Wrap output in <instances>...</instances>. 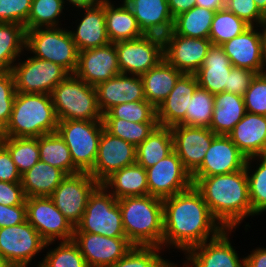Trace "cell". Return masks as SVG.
<instances>
[{
	"mask_svg": "<svg viewBox=\"0 0 266 267\" xmlns=\"http://www.w3.org/2000/svg\"><path fill=\"white\" fill-rule=\"evenodd\" d=\"M223 229L194 185L163 199V249L174 248L186 254Z\"/></svg>",
	"mask_w": 266,
	"mask_h": 267,
	"instance_id": "cell-1",
	"label": "cell"
},
{
	"mask_svg": "<svg viewBox=\"0 0 266 267\" xmlns=\"http://www.w3.org/2000/svg\"><path fill=\"white\" fill-rule=\"evenodd\" d=\"M212 216L224 229H235L252 218L246 169L230 174L201 177L194 184Z\"/></svg>",
	"mask_w": 266,
	"mask_h": 267,
	"instance_id": "cell-2",
	"label": "cell"
},
{
	"mask_svg": "<svg viewBox=\"0 0 266 267\" xmlns=\"http://www.w3.org/2000/svg\"><path fill=\"white\" fill-rule=\"evenodd\" d=\"M124 233L134 246L163 249V200L151 195L118 199Z\"/></svg>",
	"mask_w": 266,
	"mask_h": 267,
	"instance_id": "cell-3",
	"label": "cell"
},
{
	"mask_svg": "<svg viewBox=\"0 0 266 267\" xmlns=\"http://www.w3.org/2000/svg\"><path fill=\"white\" fill-rule=\"evenodd\" d=\"M58 122L50 94L16 92L4 135L37 138L57 132Z\"/></svg>",
	"mask_w": 266,
	"mask_h": 267,
	"instance_id": "cell-4",
	"label": "cell"
},
{
	"mask_svg": "<svg viewBox=\"0 0 266 267\" xmlns=\"http://www.w3.org/2000/svg\"><path fill=\"white\" fill-rule=\"evenodd\" d=\"M50 95L59 121H102L96 88L74 74L58 83Z\"/></svg>",
	"mask_w": 266,
	"mask_h": 267,
	"instance_id": "cell-5",
	"label": "cell"
},
{
	"mask_svg": "<svg viewBox=\"0 0 266 267\" xmlns=\"http://www.w3.org/2000/svg\"><path fill=\"white\" fill-rule=\"evenodd\" d=\"M25 51L60 65L69 74L77 68L79 51L67 26L27 30Z\"/></svg>",
	"mask_w": 266,
	"mask_h": 267,
	"instance_id": "cell-6",
	"label": "cell"
},
{
	"mask_svg": "<svg viewBox=\"0 0 266 267\" xmlns=\"http://www.w3.org/2000/svg\"><path fill=\"white\" fill-rule=\"evenodd\" d=\"M74 232L112 238L126 237L118 200L102 184L90 194L86 209Z\"/></svg>",
	"mask_w": 266,
	"mask_h": 267,
	"instance_id": "cell-7",
	"label": "cell"
},
{
	"mask_svg": "<svg viewBox=\"0 0 266 267\" xmlns=\"http://www.w3.org/2000/svg\"><path fill=\"white\" fill-rule=\"evenodd\" d=\"M103 129L102 121L63 120L58 122L57 132L67 144L73 164L81 172H90L93 169Z\"/></svg>",
	"mask_w": 266,
	"mask_h": 267,
	"instance_id": "cell-8",
	"label": "cell"
},
{
	"mask_svg": "<svg viewBox=\"0 0 266 267\" xmlns=\"http://www.w3.org/2000/svg\"><path fill=\"white\" fill-rule=\"evenodd\" d=\"M19 60L22 59H18L11 70L16 92L51 94L54 87L69 75L60 65L31 54L26 60Z\"/></svg>",
	"mask_w": 266,
	"mask_h": 267,
	"instance_id": "cell-9",
	"label": "cell"
},
{
	"mask_svg": "<svg viewBox=\"0 0 266 267\" xmlns=\"http://www.w3.org/2000/svg\"><path fill=\"white\" fill-rule=\"evenodd\" d=\"M46 242L26 220L22 224L0 228V256L11 267H28Z\"/></svg>",
	"mask_w": 266,
	"mask_h": 267,
	"instance_id": "cell-10",
	"label": "cell"
},
{
	"mask_svg": "<svg viewBox=\"0 0 266 267\" xmlns=\"http://www.w3.org/2000/svg\"><path fill=\"white\" fill-rule=\"evenodd\" d=\"M120 72L141 76L164 58V40L155 35L114 42Z\"/></svg>",
	"mask_w": 266,
	"mask_h": 267,
	"instance_id": "cell-11",
	"label": "cell"
},
{
	"mask_svg": "<svg viewBox=\"0 0 266 267\" xmlns=\"http://www.w3.org/2000/svg\"><path fill=\"white\" fill-rule=\"evenodd\" d=\"M25 204L27 221L46 243L73 240L74 227L50 197H28Z\"/></svg>",
	"mask_w": 266,
	"mask_h": 267,
	"instance_id": "cell-12",
	"label": "cell"
},
{
	"mask_svg": "<svg viewBox=\"0 0 266 267\" xmlns=\"http://www.w3.org/2000/svg\"><path fill=\"white\" fill-rule=\"evenodd\" d=\"M99 184L89 172L67 175L50 198L75 228L86 209L90 194Z\"/></svg>",
	"mask_w": 266,
	"mask_h": 267,
	"instance_id": "cell-13",
	"label": "cell"
},
{
	"mask_svg": "<svg viewBox=\"0 0 266 267\" xmlns=\"http://www.w3.org/2000/svg\"><path fill=\"white\" fill-rule=\"evenodd\" d=\"M145 170L149 195L162 200L193 185L191 174L184 168L175 151Z\"/></svg>",
	"mask_w": 266,
	"mask_h": 267,
	"instance_id": "cell-14",
	"label": "cell"
},
{
	"mask_svg": "<svg viewBox=\"0 0 266 267\" xmlns=\"http://www.w3.org/2000/svg\"><path fill=\"white\" fill-rule=\"evenodd\" d=\"M234 229H223L215 238L191 248L183 261L186 267H245V257L233 247L231 232Z\"/></svg>",
	"mask_w": 266,
	"mask_h": 267,
	"instance_id": "cell-15",
	"label": "cell"
},
{
	"mask_svg": "<svg viewBox=\"0 0 266 267\" xmlns=\"http://www.w3.org/2000/svg\"><path fill=\"white\" fill-rule=\"evenodd\" d=\"M73 241L79 246L88 267H110L134 246L126 237L112 238L86 232H74Z\"/></svg>",
	"mask_w": 266,
	"mask_h": 267,
	"instance_id": "cell-16",
	"label": "cell"
},
{
	"mask_svg": "<svg viewBox=\"0 0 266 267\" xmlns=\"http://www.w3.org/2000/svg\"><path fill=\"white\" fill-rule=\"evenodd\" d=\"M164 58L184 74H195L203 65L212 42L209 38H189L172 30L163 37Z\"/></svg>",
	"mask_w": 266,
	"mask_h": 267,
	"instance_id": "cell-17",
	"label": "cell"
},
{
	"mask_svg": "<svg viewBox=\"0 0 266 267\" xmlns=\"http://www.w3.org/2000/svg\"><path fill=\"white\" fill-rule=\"evenodd\" d=\"M171 128L173 149L184 168L192 175L203 163L206 151L217 136L210 128L174 125Z\"/></svg>",
	"mask_w": 266,
	"mask_h": 267,
	"instance_id": "cell-18",
	"label": "cell"
},
{
	"mask_svg": "<svg viewBox=\"0 0 266 267\" xmlns=\"http://www.w3.org/2000/svg\"><path fill=\"white\" fill-rule=\"evenodd\" d=\"M246 157L226 135H217L206 151L201 166L191 175L194 184L201 177L230 174L245 168Z\"/></svg>",
	"mask_w": 266,
	"mask_h": 267,
	"instance_id": "cell-19",
	"label": "cell"
},
{
	"mask_svg": "<svg viewBox=\"0 0 266 267\" xmlns=\"http://www.w3.org/2000/svg\"><path fill=\"white\" fill-rule=\"evenodd\" d=\"M118 54L114 43L79 51L74 75L96 87L120 74Z\"/></svg>",
	"mask_w": 266,
	"mask_h": 267,
	"instance_id": "cell-20",
	"label": "cell"
},
{
	"mask_svg": "<svg viewBox=\"0 0 266 267\" xmlns=\"http://www.w3.org/2000/svg\"><path fill=\"white\" fill-rule=\"evenodd\" d=\"M136 163V147L103 129L98 154L89 172L100 184L115 171Z\"/></svg>",
	"mask_w": 266,
	"mask_h": 267,
	"instance_id": "cell-21",
	"label": "cell"
},
{
	"mask_svg": "<svg viewBox=\"0 0 266 267\" xmlns=\"http://www.w3.org/2000/svg\"><path fill=\"white\" fill-rule=\"evenodd\" d=\"M234 67L266 72L261 26H250L242 34L221 45Z\"/></svg>",
	"mask_w": 266,
	"mask_h": 267,
	"instance_id": "cell-22",
	"label": "cell"
},
{
	"mask_svg": "<svg viewBox=\"0 0 266 267\" xmlns=\"http://www.w3.org/2000/svg\"><path fill=\"white\" fill-rule=\"evenodd\" d=\"M95 88L103 114L116 105L145 100L143 81L138 75L120 73Z\"/></svg>",
	"mask_w": 266,
	"mask_h": 267,
	"instance_id": "cell-23",
	"label": "cell"
},
{
	"mask_svg": "<svg viewBox=\"0 0 266 267\" xmlns=\"http://www.w3.org/2000/svg\"><path fill=\"white\" fill-rule=\"evenodd\" d=\"M144 35L164 37L173 28L174 18L167 0H123Z\"/></svg>",
	"mask_w": 266,
	"mask_h": 267,
	"instance_id": "cell-24",
	"label": "cell"
},
{
	"mask_svg": "<svg viewBox=\"0 0 266 267\" xmlns=\"http://www.w3.org/2000/svg\"><path fill=\"white\" fill-rule=\"evenodd\" d=\"M198 81L195 74H182L173 90L157 108V123L172 127L179 124L189 111L190 99L193 97Z\"/></svg>",
	"mask_w": 266,
	"mask_h": 267,
	"instance_id": "cell-25",
	"label": "cell"
},
{
	"mask_svg": "<svg viewBox=\"0 0 266 267\" xmlns=\"http://www.w3.org/2000/svg\"><path fill=\"white\" fill-rule=\"evenodd\" d=\"M81 19L75 21L77 28L69 29L78 51L101 47L110 43L106 31L104 1L94 7L78 9ZM83 10V11H81ZM84 13V15H83ZM78 25H77V21Z\"/></svg>",
	"mask_w": 266,
	"mask_h": 267,
	"instance_id": "cell-26",
	"label": "cell"
},
{
	"mask_svg": "<svg viewBox=\"0 0 266 267\" xmlns=\"http://www.w3.org/2000/svg\"><path fill=\"white\" fill-rule=\"evenodd\" d=\"M228 137L246 158L266 155V116L246 112Z\"/></svg>",
	"mask_w": 266,
	"mask_h": 267,
	"instance_id": "cell-27",
	"label": "cell"
},
{
	"mask_svg": "<svg viewBox=\"0 0 266 267\" xmlns=\"http://www.w3.org/2000/svg\"><path fill=\"white\" fill-rule=\"evenodd\" d=\"M232 67L223 47L212 44L203 65L195 73L198 85L213 95L225 92Z\"/></svg>",
	"mask_w": 266,
	"mask_h": 267,
	"instance_id": "cell-28",
	"label": "cell"
},
{
	"mask_svg": "<svg viewBox=\"0 0 266 267\" xmlns=\"http://www.w3.org/2000/svg\"><path fill=\"white\" fill-rule=\"evenodd\" d=\"M182 74L163 58L154 68L141 75L145 100L157 109L168 97Z\"/></svg>",
	"mask_w": 266,
	"mask_h": 267,
	"instance_id": "cell-29",
	"label": "cell"
},
{
	"mask_svg": "<svg viewBox=\"0 0 266 267\" xmlns=\"http://www.w3.org/2000/svg\"><path fill=\"white\" fill-rule=\"evenodd\" d=\"M117 200L149 195L146 170L134 163L112 173L101 183Z\"/></svg>",
	"mask_w": 266,
	"mask_h": 267,
	"instance_id": "cell-30",
	"label": "cell"
},
{
	"mask_svg": "<svg viewBox=\"0 0 266 267\" xmlns=\"http://www.w3.org/2000/svg\"><path fill=\"white\" fill-rule=\"evenodd\" d=\"M111 1H104L106 31L110 42L133 40L143 36L134 14L124 1L120 0L118 5Z\"/></svg>",
	"mask_w": 266,
	"mask_h": 267,
	"instance_id": "cell-31",
	"label": "cell"
},
{
	"mask_svg": "<svg viewBox=\"0 0 266 267\" xmlns=\"http://www.w3.org/2000/svg\"><path fill=\"white\" fill-rule=\"evenodd\" d=\"M66 176L61 169L39 160L21 175V184L26 198L50 197Z\"/></svg>",
	"mask_w": 266,
	"mask_h": 267,
	"instance_id": "cell-32",
	"label": "cell"
},
{
	"mask_svg": "<svg viewBox=\"0 0 266 267\" xmlns=\"http://www.w3.org/2000/svg\"><path fill=\"white\" fill-rule=\"evenodd\" d=\"M246 113L243 96L229 92L214 95V111L210 129L217 135H226Z\"/></svg>",
	"mask_w": 266,
	"mask_h": 267,
	"instance_id": "cell-33",
	"label": "cell"
},
{
	"mask_svg": "<svg viewBox=\"0 0 266 267\" xmlns=\"http://www.w3.org/2000/svg\"><path fill=\"white\" fill-rule=\"evenodd\" d=\"M173 151L171 128L157 125L149 136L136 147V163L147 169Z\"/></svg>",
	"mask_w": 266,
	"mask_h": 267,
	"instance_id": "cell-34",
	"label": "cell"
},
{
	"mask_svg": "<svg viewBox=\"0 0 266 267\" xmlns=\"http://www.w3.org/2000/svg\"><path fill=\"white\" fill-rule=\"evenodd\" d=\"M25 26L0 22V72L11 71L19 57L26 54Z\"/></svg>",
	"mask_w": 266,
	"mask_h": 267,
	"instance_id": "cell-35",
	"label": "cell"
},
{
	"mask_svg": "<svg viewBox=\"0 0 266 267\" xmlns=\"http://www.w3.org/2000/svg\"><path fill=\"white\" fill-rule=\"evenodd\" d=\"M40 160L55 166L67 175L81 172L74 164L70 151L58 132L38 137Z\"/></svg>",
	"mask_w": 266,
	"mask_h": 267,
	"instance_id": "cell-36",
	"label": "cell"
},
{
	"mask_svg": "<svg viewBox=\"0 0 266 267\" xmlns=\"http://www.w3.org/2000/svg\"><path fill=\"white\" fill-rule=\"evenodd\" d=\"M215 12L195 6L174 18L172 31L189 38H209Z\"/></svg>",
	"mask_w": 266,
	"mask_h": 267,
	"instance_id": "cell-37",
	"label": "cell"
},
{
	"mask_svg": "<svg viewBox=\"0 0 266 267\" xmlns=\"http://www.w3.org/2000/svg\"><path fill=\"white\" fill-rule=\"evenodd\" d=\"M253 163L256 164V168ZM245 169L248 178L252 217L259 216L266 212V155L247 158Z\"/></svg>",
	"mask_w": 266,
	"mask_h": 267,
	"instance_id": "cell-38",
	"label": "cell"
},
{
	"mask_svg": "<svg viewBox=\"0 0 266 267\" xmlns=\"http://www.w3.org/2000/svg\"><path fill=\"white\" fill-rule=\"evenodd\" d=\"M54 243L56 242L46 243L45 248L48 251L37 267H88L79 246L73 240L59 241L55 248L49 249Z\"/></svg>",
	"mask_w": 266,
	"mask_h": 267,
	"instance_id": "cell-39",
	"label": "cell"
},
{
	"mask_svg": "<svg viewBox=\"0 0 266 267\" xmlns=\"http://www.w3.org/2000/svg\"><path fill=\"white\" fill-rule=\"evenodd\" d=\"M65 7L64 0H32L25 30L61 27L62 24L59 21L61 19L59 18L63 16Z\"/></svg>",
	"mask_w": 266,
	"mask_h": 267,
	"instance_id": "cell-40",
	"label": "cell"
},
{
	"mask_svg": "<svg viewBox=\"0 0 266 267\" xmlns=\"http://www.w3.org/2000/svg\"><path fill=\"white\" fill-rule=\"evenodd\" d=\"M3 145L11 154L12 160L21 175L40 160L38 137H5Z\"/></svg>",
	"mask_w": 266,
	"mask_h": 267,
	"instance_id": "cell-41",
	"label": "cell"
},
{
	"mask_svg": "<svg viewBox=\"0 0 266 267\" xmlns=\"http://www.w3.org/2000/svg\"><path fill=\"white\" fill-rule=\"evenodd\" d=\"M250 27L244 20L237 17L226 8L220 9L215 12L209 39L213 45H222L232 38L242 34Z\"/></svg>",
	"mask_w": 266,
	"mask_h": 267,
	"instance_id": "cell-42",
	"label": "cell"
},
{
	"mask_svg": "<svg viewBox=\"0 0 266 267\" xmlns=\"http://www.w3.org/2000/svg\"><path fill=\"white\" fill-rule=\"evenodd\" d=\"M104 129L137 147L158 125L157 122L136 123L117 118H102Z\"/></svg>",
	"mask_w": 266,
	"mask_h": 267,
	"instance_id": "cell-43",
	"label": "cell"
},
{
	"mask_svg": "<svg viewBox=\"0 0 266 267\" xmlns=\"http://www.w3.org/2000/svg\"><path fill=\"white\" fill-rule=\"evenodd\" d=\"M214 111V95L198 86L190 99L189 111L180 125L209 128Z\"/></svg>",
	"mask_w": 266,
	"mask_h": 267,
	"instance_id": "cell-44",
	"label": "cell"
},
{
	"mask_svg": "<svg viewBox=\"0 0 266 267\" xmlns=\"http://www.w3.org/2000/svg\"><path fill=\"white\" fill-rule=\"evenodd\" d=\"M103 118L124 119L136 123L157 122V109L147 100L127 102L112 107Z\"/></svg>",
	"mask_w": 266,
	"mask_h": 267,
	"instance_id": "cell-45",
	"label": "cell"
},
{
	"mask_svg": "<svg viewBox=\"0 0 266 267\" xmlns=\"http://www.w3.org/2000/svg\"><path fill=\"white\" fill-rule=\"evenodd\" d=\"M163 250L158 246H133L110 267H162L168 261L161 255Z\"/></svg>",
	"mask_w": 266,
	"mask_h": 267,
	"instance_id": "cell-46",
	"label": "cell"
},
{
	"mask_svg": "<svg viewBox=\"0 0 266 267\" xmlns=\"http://www.w3.org/2000/svg\"><path fill=\"white\" fill-rule=\"evenodd\" d=\"M243 99L246 112L266 116V72L254 76Z\"/></svg>",
	"mask_w": 266,
	"mask_h": 267,
	"instance_id": "cell-47",
	"label": "cell"
},
{
	"mask_svg": "<svg viewBox=\"0 0 266 267\" xmlns=\"http://www.w3.org/2000/svg\"><path fill=\"white\" fill-rule=\"evenodd\" d=\"M15 96V80L12 72H0V126L3 129L10 120Z\"/></svg>",
	"mask_w": 266,
	"mask_h": 267,
	"instance_id": "cell-48",
	"label": "cell"
},
{
	"mask_svg": "<svg viewBox=\"0 0 266 267\" xmlns=\"http://www.w3.org/2000/svg\"><path fill=\"white\" fill-rule=\"evenodd\" d=\"M32 0H0V22L25 26L31 11Z\"/></svg>",
	"mask_w": 266,
	"mask_h": 267,
	"instance_id": "cell-49",
	"label": "cell"
},
{
	"mask_svg": "<svg viewBox=\"0 0 266 267\" xmlns=\"http://www.w3.org/2000/svg\"><path fill=\"white\" fill-rule=\"evenodd\" d=\"M225 8L250 26H261L266 16L258 9L254 0H225Z\"/></svg>",
	"mask_w": 266,
	"mask_h": 267,
	"instance_id": "cell-50",
	"label": "cell"
},
{
	"mask_svg": "<svg viewBox=\"0 0 266 267\" xmlns=\"http://www.w3.org/2000/svg\"><path fill=\"white\" fill-rule=\"evenodd\" d=\"M255 75L256 73L251 70L233 66L229 75L228 86H225V92L243 96Z\"/></svg>",
	"mask_w": 266,
	"mask_h": 267,
	"instance_id": "cell-51",
	"label": "cell"
},
{
	"mask_svg": "<svg viewBox=\"0 0 266 267\" xmlns=\"http://www.w3.org/2000/svg\"><path fill=\"white\" fill-rule=\"evenodd\" d=\"M26 196L21 182L0 181V204L7 206L26 205Z\"/></svg>",
	"mask_w": 266,
	"mask_h": 267,
	"instance_id": "cell-52",
	"label": "cell"
},
{
	"mask_svg": "<svg viewBox=\"0 0 266 267\" xmlns=\"http://www.w3.org/2000/svg\"><path fill=\"white\" fill-rule=\"evenodd\" d=\"M0 181L21 182V174L3 144L0 145Z\"/></svg>",
	"mask_w": 266,
	"mask_h": 267,
	"instance_id": "cell-53",
	"label": "cell"
},
{
	"mask_svg": "<svg viewBox=\"0 0 266 267\" xmlns=\"http://www.w3.org/2000/svg\"><path fill=\"white\" fill-rule=\"evenodd\" d=\"M26 220V205L7 206L0 204V228L22 224Z\"/></svg>",
	"mask_w": 266,
	"mask_h": 267,
	"instance_id": "cell-54",
	"label": "cell"
},
{
	"mask_svg": "<svg viewBox=\"0 0 266 267\" xmlns=\"http://www.w3.org/2000/svg\"><path fill=\"white\" fill-rule=\"evenodd\" d=\"M245 267H266V248L257 247L245 256Z\"/></svg>",
	"mask_w": 266,
	"mask_h": 267,
	"instance_id": "cell-55",
	"label": "cell"
},
{
	"mask_svg": "<svg viewBox=\"0 0 266 267\" xmlns=\"http://www.w3.org/2000/svg\"><path fill=\"white\" fill-rule=\"evenodd\" d=\"M173 18L196 6L195 0H167Z\"/></svg>",
	"mask_w": 266,
	"mask_h": 267,
	"instance_id": "cell-56",
	"label": "cell"
},
{
	"mask_svg": "<svg viewBox=\"0 0 266 267\" xmlns=\"http://www.w3.org/2000/svg\"><path fill=\"white\" fill-rule=\"evenodd\" d=\"M102 0H64L65 6L68 4L76 9L90 8L101 4ZM68 3V4H67Z\"/></svg>",
	"mask_w": 266,
	"mask_h": 267,
	"instance_id": "cell-57",
	"label": "cell"
},
{
	"mask_svg": "<svg viewBox=\"0 0 266 267\" xmlns=\"http://www.w3.org/2000/svg\"><path fill=\"white\" fill-rule=\"evenodd\" d=\"M196 6L218 11L225 8V0H195Z\"/></svg>",
	"mask_w": 266,
	"mask_h": 267,
	"instance_id": "cell-58",
	"label": "cell"
},
{
	"mask_svg": "<svg viewBox=\"0 0 266 267\" xmlns=\"http://www.w3.org/2000/svg\"><path fill=\"white\" fill-rule=\"evenodd\" d=\"M261 34L263 40V54H264V62H265V69H266V22L261 25Z\"/></svg>",
	"mask_w": 266,
	"mask_h": 267,
	"instance_id": "cell-59",
	"label": "cell"
},
{
	"mask_svg": "<svg viewBox=\"0 0 266 267\" xmlns=\"http://www.w3.org/2000/svg\"><path fill=\"white\" fill-rule=\"evenodd\" d=\"M258 9L266 16V0H254Z\"/></svg>",
	"mask_w": 266,
	"mask_h": 267,
	"instance_id": "cell-60",
	"label": "cell"
},
{
	"mask_svg": "<svg viewBox=\"0 0 266 267\" xmlns=\"http://www.w3.org/2000/svg\"><path fill=\"white\" fill-rule=\"evenodd\" d=\"M180 265H178V263L177 264H175V263H173L171 260L169 261H167L162 267H179ZM183 267H186V264H185V262L183 263V265H182Z\"/></svg>",
	"mask_w": 266,
	"mask_h": 267,
	"instance_id": "cell-61",
	"label": "cell"
},
{
	"mask_svg": "<svg viewBox=\"0 0 266 267\" xmlns=\"http://www.w3.org/2000/svg\"><path fill=\"white\" fill-rule=\"evenodd\" d=\"M5 135H4V129L0 126V145L3 144Z\"/></svg>",
	"mask_w": 266,
	"mask_h": 267,
	"instance_id": "cell-62",
	"label": "cell"
},
{
	"mask_svg": "<svg viewBox=\"0 0 266 267\" xmlns=\"http://www.w3.org/2000/svg\"><path fill=\"white\" fill-rule=\"evenodd\" d=\"M0 267H11V266L0 256Z\"/></svg>",
	"mask_w": 266,
	"mask_h": 267,
	"instance_id": "cell-63",
	"label": "cell"
}]
</instances>
